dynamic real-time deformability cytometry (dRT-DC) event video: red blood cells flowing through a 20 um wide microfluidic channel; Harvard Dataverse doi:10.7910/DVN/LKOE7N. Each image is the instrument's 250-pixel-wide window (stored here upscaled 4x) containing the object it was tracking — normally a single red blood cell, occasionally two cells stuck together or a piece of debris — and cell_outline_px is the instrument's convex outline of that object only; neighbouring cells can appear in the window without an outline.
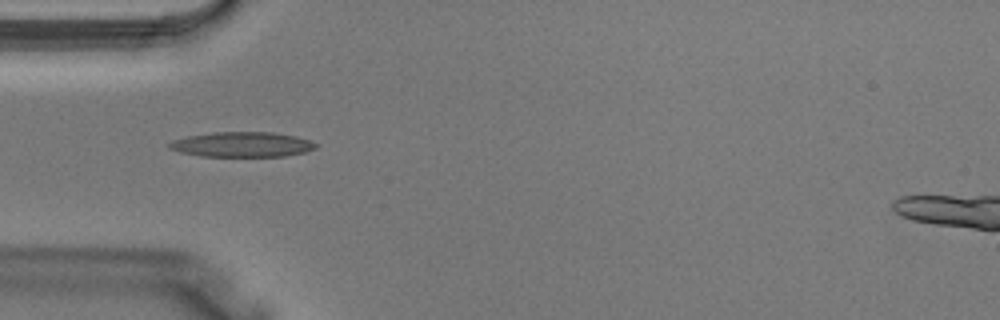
{"species": "Egyptian fruit bat (a non-hibernating species)", "species_latin": "Rousettus aegyptiacus", "temperature_condition": "warm", "stored_images_in_passage": 4, "camera_frame_rate_fps": 3000, "um_per_image_px": 0.085, "animal": {"sex": "male"}, "frame": {"image": 1, "passage_image": 4, "time_ms": 1.0, "image_size_px": [1000, 320], "cell_outline_px": [[316, 148], [304, 152], [284, 156], [200, 156], [180, 152], [168, 148], [168, 144], [172, 140], [188, 136], [212, 132], [272, 132], [296, 136], [308, 140], [316, 144]], "centroid_in_image_um": [20.54, 12.28], "position_along_channel_um": 64.5, "area_um2": 21.27}}